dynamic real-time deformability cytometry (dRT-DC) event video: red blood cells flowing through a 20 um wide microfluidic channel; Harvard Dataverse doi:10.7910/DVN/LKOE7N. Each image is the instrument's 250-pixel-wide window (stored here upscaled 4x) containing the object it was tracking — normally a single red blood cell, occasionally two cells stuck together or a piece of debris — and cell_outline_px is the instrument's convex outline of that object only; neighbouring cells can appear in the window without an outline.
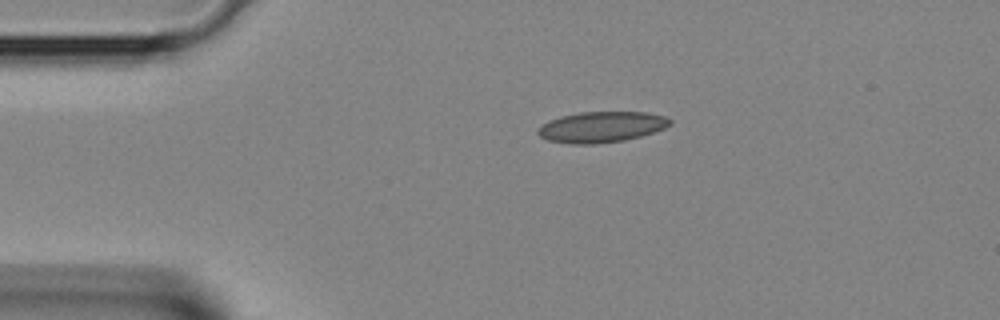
{"species": "Egyptian fruit bat (a non-hibernating species)", "species_latin": "Rousettus aegyptiacus", "temperature_condition": "room temperature", "stored_images_in_passage": 2, "camera_frame_rate_fps": 3000, "um_per_image_px": 0.085, "animal": {"sex": "female"}, "frame": {"image": 1, "passage_image": 2, "time_ms": 0.333, "image_size_px": [1000, 320], "cell_outline_px": [[672, 124], [664, 128], [640, 136], [624, 140], [592, 144], [568, 144], [548, 140], [540, 136], [536, 132], [536, 128], [560, 116], [580, 112], [644, 112], [664, 116], [672, 120]], "centroid_in_image_um": [51.11, 10.79], "position_along_channel_um": 33.9, "area_um2": 23.58}}